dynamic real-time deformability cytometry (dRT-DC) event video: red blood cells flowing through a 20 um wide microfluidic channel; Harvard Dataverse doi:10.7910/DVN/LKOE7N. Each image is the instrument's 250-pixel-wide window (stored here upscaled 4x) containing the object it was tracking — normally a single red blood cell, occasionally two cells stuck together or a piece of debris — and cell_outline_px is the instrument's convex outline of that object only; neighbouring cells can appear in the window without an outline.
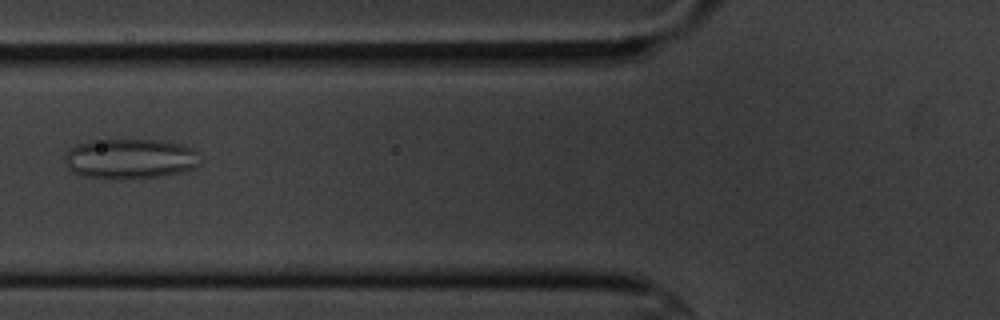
{"species": "common noctule bat (a hibernating species)", "species_latin": "Nyctalus noctula", "temperature_condition": "cold", "stored_images_in_passage": 2, "camera_frame_rate_fps": 3000, "um_per_image_px": 0.085, "animal": {"sex": "male", "body_mass_g": 20.1, "forearm_length_mm": 53.5}, "frame": {"image": 1, "passage_image": 2, "time_ms": 1.333, "image_size_px": [1000, 320], "cell_outline_px": [[200, 164], [196, 168], [180, 172], [160, 176], [120, 180], [84, 176], [72, 172], [68, 168], [64, 160], [64, 156], [76, 144], [88, 140], [164, 140], [180, 144], [192, 148], [200, 152]], "centroid_in_image_um": [11.09, 13.5], "position_along_channel_um": 114.7, "area_um2": 32.14}}